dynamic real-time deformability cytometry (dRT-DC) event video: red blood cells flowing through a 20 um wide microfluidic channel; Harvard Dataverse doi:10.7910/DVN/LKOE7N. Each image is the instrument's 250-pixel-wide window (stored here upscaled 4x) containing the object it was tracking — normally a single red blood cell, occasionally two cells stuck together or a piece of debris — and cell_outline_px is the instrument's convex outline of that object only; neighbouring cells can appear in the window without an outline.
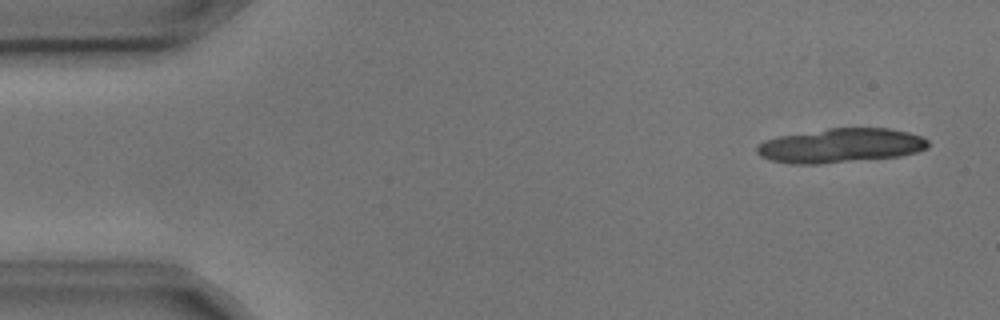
{"species": "common noctule bat (a hibernating species)", "species_latin": "Nyctalus noctula", "temperature_condition": "cold", "stored_images_in_passage": 5, "camera_frame_rate_fps": 3000, "um_per_image_px": 0.085, "animal": {"sex": "male", "body_mass_g": 17.9, "forearm_length_mm": 54.2}, "frame": {"image": 1, "passage_image": 1, "time_ms": 0.0, "image_size_px": [1000, 320], "cell_outline_px": [[928, 148], [916, 152], [900, 156], [820, 164], [788, 164], [768, 160], [760, 156], [756, 152], [756, 144], [764, 140], [780, 136], [828, 128], [888, 128], [908, 132], [924, 136], [928, 140]], "centroid_in_image_um": [71.43, 12.38], "position_along_channel_um": 13.6, "area_um2": 34.51}}